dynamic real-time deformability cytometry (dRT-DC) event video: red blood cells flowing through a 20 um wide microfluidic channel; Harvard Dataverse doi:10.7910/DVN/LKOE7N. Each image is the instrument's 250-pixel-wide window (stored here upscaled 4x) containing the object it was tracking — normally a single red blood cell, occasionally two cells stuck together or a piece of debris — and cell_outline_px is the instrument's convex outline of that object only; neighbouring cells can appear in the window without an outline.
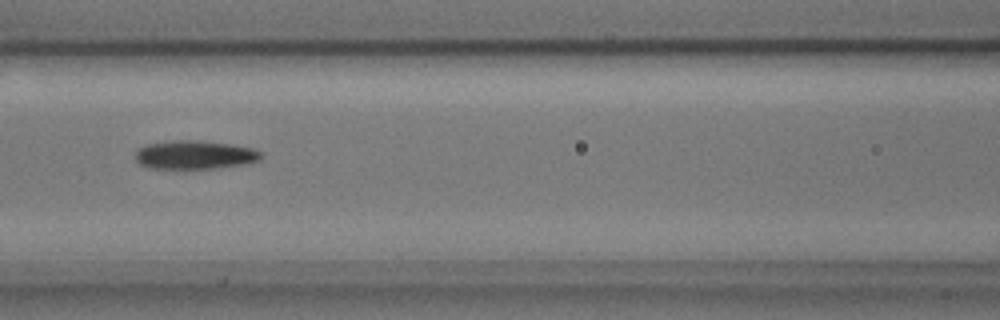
{"species": "common noctule bat (a hibernating species)", "species_latin": "Nyctalus noctula", "temperature_condition": "cold", "stored_images_in_passage": 7, "camera_frame_rate_fps": 3000, "um_per_image_px": 0.085, "animal": {"sex": "male", "body_mass_g": 17.9, "forearm_length_mm": 54.2}, "frame": {"image": 1, "passage_image": 4, "time_ms": 1.0, "image_size_px": [1000, 320], "cell_outline_px": [[264, 156], [260, 160], [248, 164], [184, 172], [148, 168], [140, 164], [136, 160], [136, 152], [140, 148], [148, 144], [172, 140], [196, 140], [232, 144], [252, 148], [264, 152]], "centroid_in_image_um": [16.58, 13.21], "position_along_channel_um": 150.0, "area_um2": 22.08}}
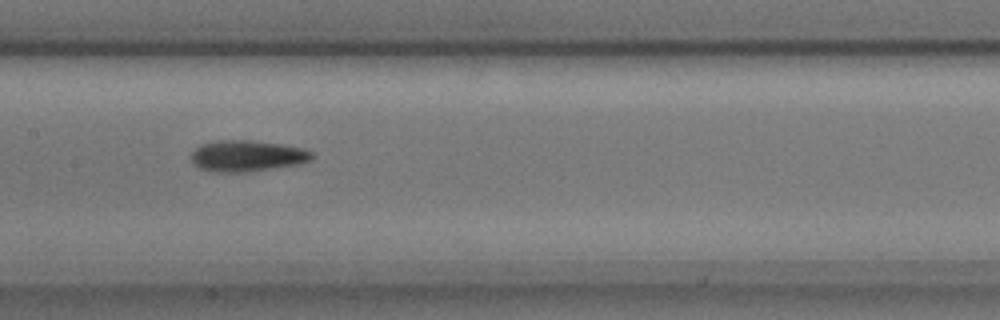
{"frame": {"image": 2, "passage_image": 5, "time_ms": 1.333, "image_size_px": [1000, 320], "cell_outline_px": [[312, 160], [300, 164], [276, 168], [244, 172], [216, 172], [200, 168], [192, 164], [192, 152], [200, 144], [220, 140], [248, 140], [280, 144], [304, 148], [312, 152]], "centroid_in_image_um": [21.01, 13.25], "position_along_channel_um": 186.4, "area_um2": 21.96}}
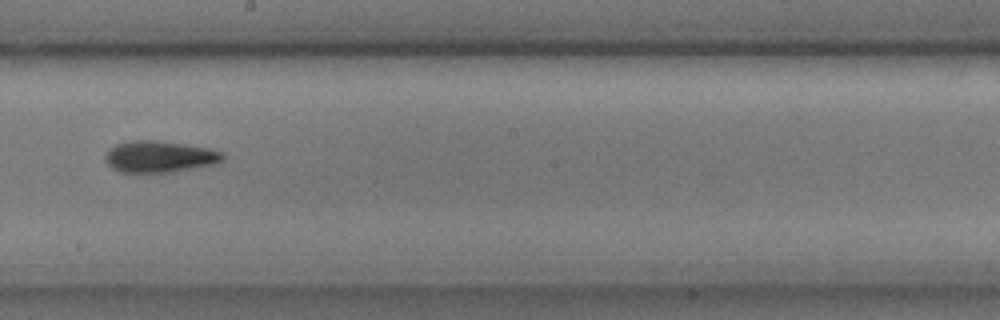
{"frame": {"image": 3, "passage_image": 6, "time_ms": 1.667, "image_size_px": [1000, 320], "cell_outline_px": [[224, 160], [216, 164], [172, 172], [120, 172], [112, 168], [104, 160], [104, 156], [116, 144], [132, 140], [156, 140], [184, 144], [208, 148], [224, 152]], "centroid_in_image_um": [13.59, 13.32], "position_along_channel_um": 234.6, "area_um2": 21.62}}